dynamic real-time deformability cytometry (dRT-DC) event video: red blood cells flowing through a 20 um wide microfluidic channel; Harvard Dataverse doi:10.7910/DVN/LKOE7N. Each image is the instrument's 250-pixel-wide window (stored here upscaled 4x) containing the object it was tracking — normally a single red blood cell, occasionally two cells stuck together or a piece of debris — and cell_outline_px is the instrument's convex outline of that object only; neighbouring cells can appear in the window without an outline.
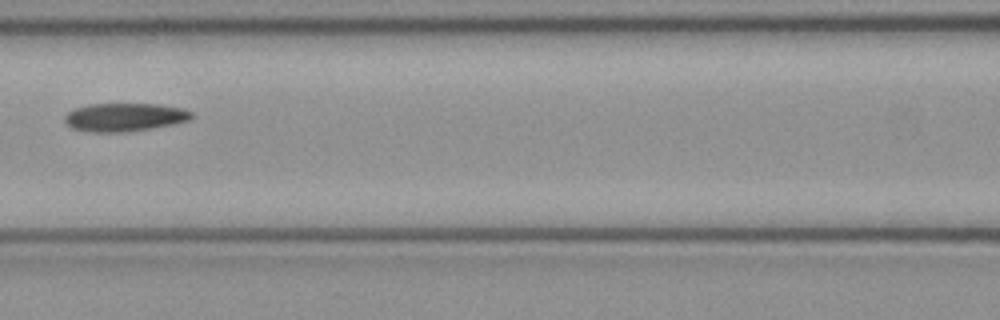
{"species": "common noctule bat (a hibernating species)", "species_latin": "Nyctalus noctula", "temperature_condition": "cold", "stored_images_in_passage": 7, "camera_frame_rate_fps": 3000, "um_per_image_px": 0.085, "animal": {"sex": "female", "body_mass_g": 21.9}, "frame": {"image": 1, "passage_image": 6, "time_ms": 1.667, "image_size_px": [1000, 320], "cell_outline_px": [[196, 116], [192, 120], [176, 124], [124, 132], [92, 132], [72, 128], [64, 120], [64, 116], [72, 108], [92, 104], [160, 104], [184, 108], [192, 112]], "centroid_in_image_um": [10.65, 9.95], "position_along_channel_um": 155.9, "area_um2": 21.15}}
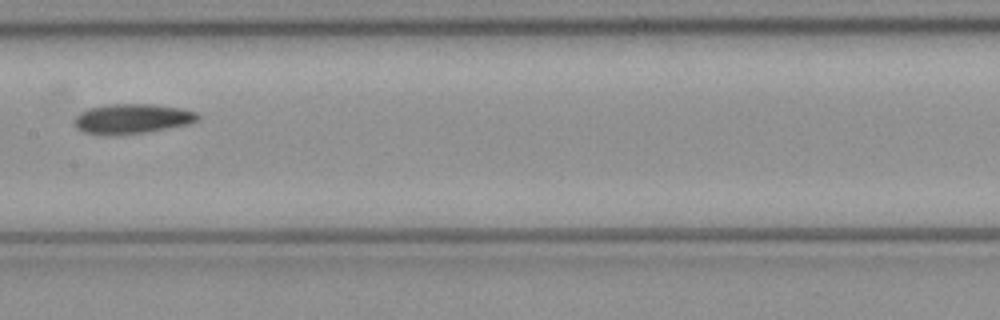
{"frame": {"image": 2, "passage_image": 7, "time_ms": 2.0, "image_size_px": [1000, 320], "cell_outline_px": [[200, 120], [188, 124], [144, 132], [108, 136], [104, 136], [84, 132], [76, 128], [76, 116], [80, 112], [88, 108], [108, 104], [156, 104], [180, 108], [196, 112], [200, 116]], "centroid_in_image_um": [11.23, 10.09], "position_along_channel_um": 196.2, "area_um2": 21.5}}